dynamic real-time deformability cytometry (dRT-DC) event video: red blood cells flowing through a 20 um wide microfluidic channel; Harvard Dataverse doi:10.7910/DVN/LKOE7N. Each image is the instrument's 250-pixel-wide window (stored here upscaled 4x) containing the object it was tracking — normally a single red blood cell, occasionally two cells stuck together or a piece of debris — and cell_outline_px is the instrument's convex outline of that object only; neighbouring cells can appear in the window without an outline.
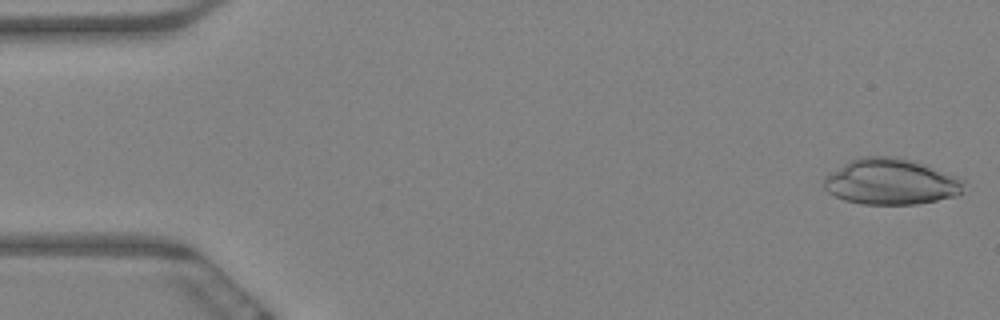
{"species": "Egyptian fruit bat (a non-hibernating species)", "species_latin": "Rousettus aegyptiacus", "temperature_condition": "warm", "stored_images_in_passage": 59, "camera_frame_rate_fps": 3000, "um_per_image_px": 0.085, "animal": {"sex": "female"}, "frame": {"image": 1, "passage_image": 2, "time_ms": 0.333, "image_size_px": [1000, 320], "cell_outline_px": [[964, 192], [956, 196], [916, 204], [860, 204], [844, 200], [828, 192], [824, 188], [824, 176], [828, 172], [848, 160], [860, 156], [900, 156], [924, 164], [956, 176], [964, 180]], "centroid_in_image_um": [75.7, 15.43], "position_along_channel_um": 9.3, "area_um2": 37.92}}
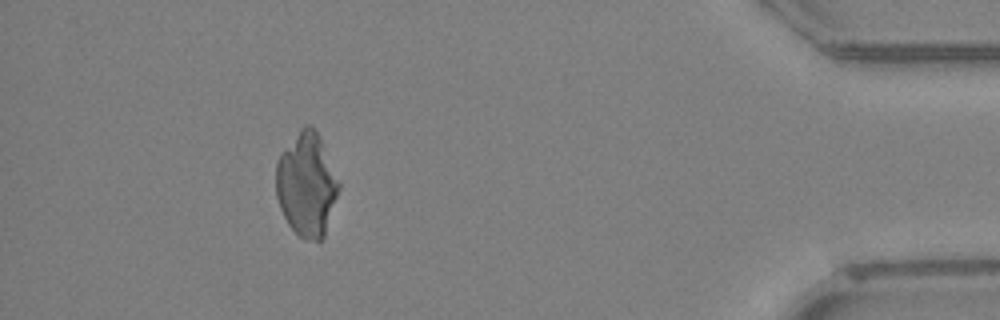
{"frame": {"image": 2, "passage_image": 54, "time_ms": 17.667, "image_size_px": [1000, 320], "cell_outline_px": [[340, 188], [324, 236], [320, 240], [304, 240], [288, 224], [280, 208], [276, 196], [276, 160], [280, 152], [300, 128], [304, 124], [312, 124], [316, 128], [340, 180]], "centroid_in_image_um": [26.06, 15.63], "position_along_channel_um": 409.1, "area_um2": 38.38}}